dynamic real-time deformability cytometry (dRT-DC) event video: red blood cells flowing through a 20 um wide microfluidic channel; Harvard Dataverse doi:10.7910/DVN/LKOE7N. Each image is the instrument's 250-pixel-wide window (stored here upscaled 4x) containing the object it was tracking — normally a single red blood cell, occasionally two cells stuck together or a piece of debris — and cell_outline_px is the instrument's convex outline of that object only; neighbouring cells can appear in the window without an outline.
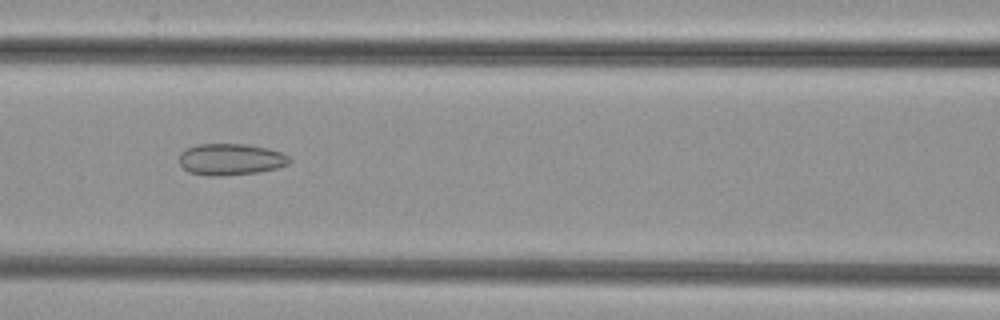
{"species": "common noctule bat (a hibernating species)", "species_latin": "Nyctalus noctula", "temperature_condition": "cold", "stored_images_in_passage": 42, "camera_frame_rate_fps": 3000, "um_per_image_px": 0.085, "animal": {"sex": "female", "body_mass_g": 29.2, "forearm_length_mm": 56.3}, "frame": {"image": 1, "passage_image": 13, "time_ms": 4.0, "image_size_px": [1000, 320], "cell_outline_px": [[292, 160], [288, 164], [276, 168], [256, 172], [220, 176], [208, 176], [188, 172], [180, 164], [180, 152], [188, 148], [200, 144], [244, 144], [268, 148], [280, 152], [288, 156]], "centroid_in_image_um": [19.6, 13.55], "position_along_channel_um": 147.0, "area_um2": 20.11}}
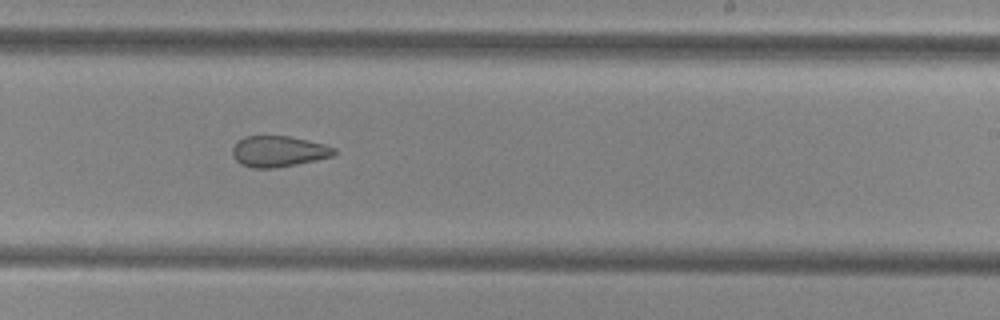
{"frame": {"image": 2, "passage_image": 22, "time_ms": 7.0, "image_size_px": [1000, 320], "cell_outline_px": [[336, 152], [332, 156], [316, 160], [296, 164], [272, 168], [252, 168], [240, 164], [232, 156], [232, 148], [236, 140], [244, 136], [288, 136], [324, 144], [336, 148]], "centroid_in_image_um": [23.62, 12.86], "position_along_channel_um": 265.4, "area_um2": 18.38}}
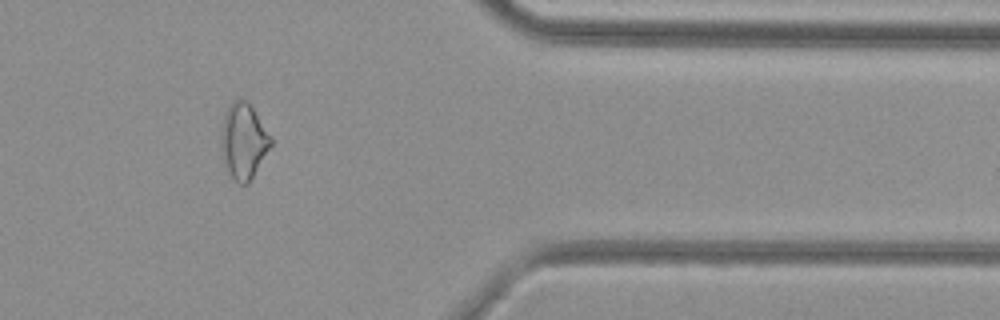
{"frame": {"image": 3, "passage_image": 33, "time_ms": 10.667, "image_size_px": [1000, 320], "cell_outline_px": [[272, 144], [248, 184], [240, 184], [228, 172], [220, 156], [220, 136], [224, 116], [228, 104], [240, 96], [244, 96], [248, 100], [272, 136]], "centroid_in_image_um": [20.68, 11.93], "position_along_channel_um": 390.7, "area_um2": 22.43}}